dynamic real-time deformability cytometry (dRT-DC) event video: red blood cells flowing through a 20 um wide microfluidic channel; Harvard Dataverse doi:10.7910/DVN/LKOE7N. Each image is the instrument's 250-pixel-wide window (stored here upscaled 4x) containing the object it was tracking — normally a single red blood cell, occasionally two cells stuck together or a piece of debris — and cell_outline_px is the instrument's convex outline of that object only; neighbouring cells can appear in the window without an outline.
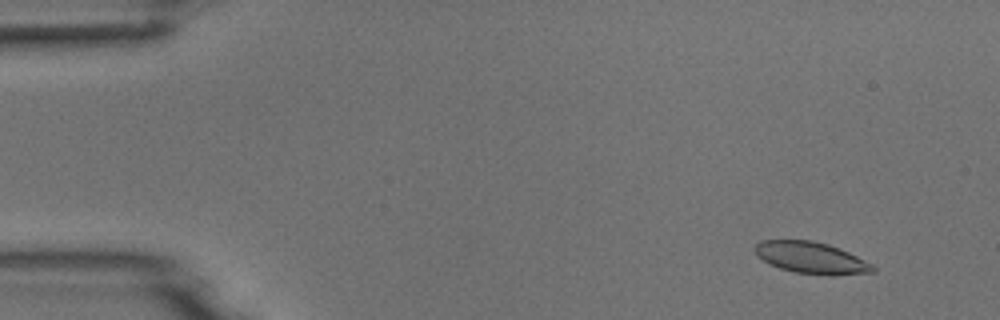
{"species": "common noctule bat (a hibernating species)", "species_latin": "Nyctalus noctula", "temperature_condition": "room temperature", "stored_images_in_passage": 52, "camera_frame_rate_fps": 3000, "um_per_image_px": 0.085, "animal": {"sex": "male", "body_mass_g": 18.8}, "frame": {"image": 1, "passage_image": 5, "time_ms": 1.333, "image_size_px": [1000, 320], "cell_outline_px": [[876, 272], [832, 276], [828, 276], [796, 272], [780, 268], [756, 256], [752, 248], [760, 240], [812, 240], [828, 244], [848, 252], [872, 264], [876, 268]], "centroid_in_image_um": [68.95, 21.91], "position_along_channel_um": 16.0, "area_um2": 21.85}}
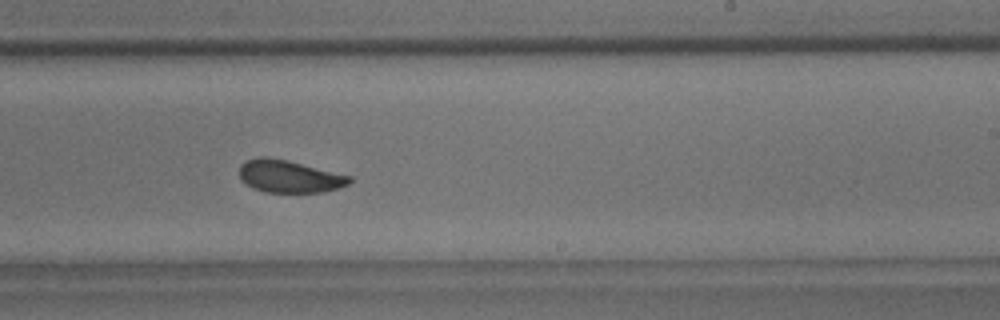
{"frame": {"image": 2, "passage_image": 32, "time_ms": 10.333, "image_size_px": [1000, 320], "cell_outline_px": [[352, 180], [348, 184], [340, 188], [320, 192], [264, 192], [252, 188], [240, 180], [240, 164], [244, 160], [260, 156], [268, 156], [288, 160], [352, 176]], "centroid_in_image_um": [24.56, 14.98], "position_along_channel_um": 264.4, "area_um2": 21.1}}
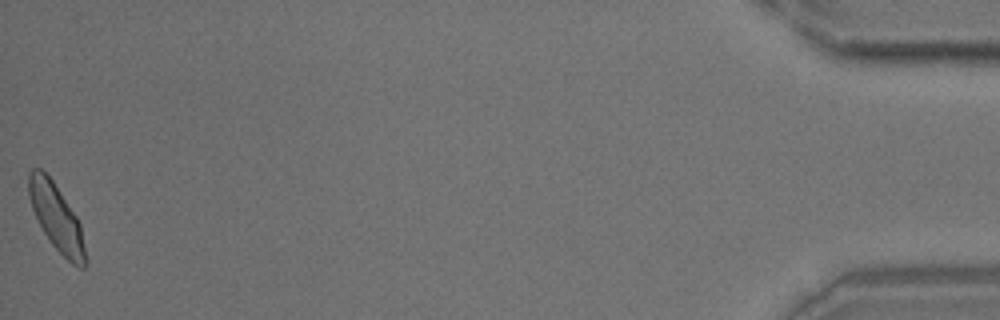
{"frame": {"image": 3, "passage_image": 52, "time_ms": 17.0, "image_size_px": [1000, 320], "cell_outline_px": [[84, 268], [80, 268], [72, 264], [52, 244], [44, 232], [32, 208], [28, 196], [28, 172], [32, 168], [40, 168], [52, 180], [76, 216], [80, 224], [84, 248]], "centroid_in_image_um": [4.75, 18.44], "position_along_channel_um": 430.4, "area_um2": 21.27}}